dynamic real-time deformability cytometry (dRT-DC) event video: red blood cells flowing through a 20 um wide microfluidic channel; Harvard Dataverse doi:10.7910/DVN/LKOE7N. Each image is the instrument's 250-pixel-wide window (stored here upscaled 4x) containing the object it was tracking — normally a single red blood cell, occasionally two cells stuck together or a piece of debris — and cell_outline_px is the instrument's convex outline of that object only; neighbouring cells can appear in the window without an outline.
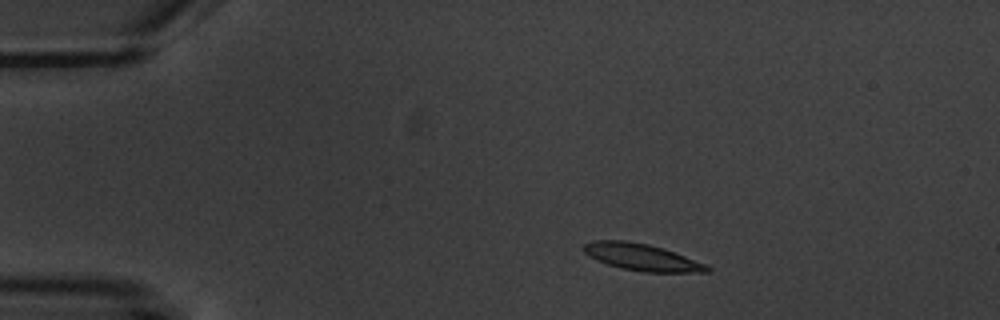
{"species": "common noctule bat (a hibernating species)", "species_latin": "Nyctalus noctula", "temperature_condition": "warm", "stored_images_in_passage": 3, "camera_frame_rate_fps": 3000, "um_per_image_px": 0.085, "animal": {"sex": "male", "body_mass_g": 20.1, "forearm_length_mm": 53.5}, "frame": {"image": 1, "passage_image": 1, "time_ms": 0.0, "image_size_px": [1000, 320], "cell_outline_px": [[712, 268], [708, 272], [644, 272], [620, 268], [608, 264], [584, 252], [584, 244], [592, 240], [624, 240], [648, 244], [708, 264]], "centroid_in_image_um": [54.58, 21.86], "position_along_channel_um": 30.4, "area_um2": 18.96}}